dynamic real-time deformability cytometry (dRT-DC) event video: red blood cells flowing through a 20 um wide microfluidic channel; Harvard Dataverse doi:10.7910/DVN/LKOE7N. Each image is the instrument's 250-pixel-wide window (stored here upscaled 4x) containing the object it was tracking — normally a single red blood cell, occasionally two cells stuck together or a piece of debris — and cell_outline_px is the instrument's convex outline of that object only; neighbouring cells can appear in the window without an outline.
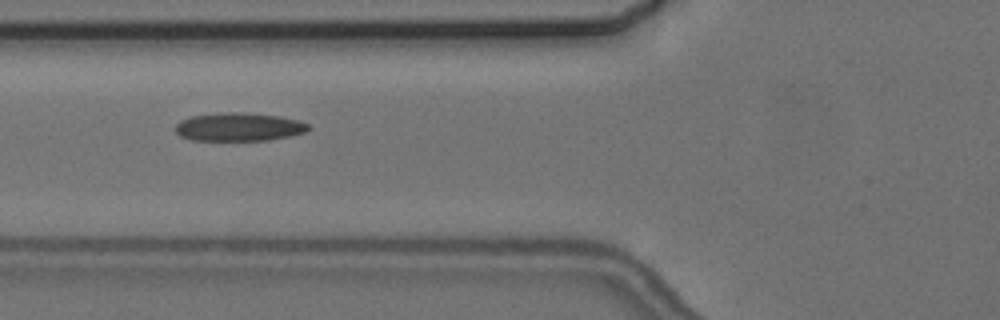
{"species": "common noctule bat (a hibernating species)", "species_latin": "Nyctalus noctula", "temperature_condition": "cold", "stored_images_in_passage": 10, "camera_frame_rate_fps": 3000, "um_per_image_px": 0.085, "animal": {"sex": "female", "body_mass_g": 24.6, "forearm_length_mm": 56.2}, "frame": {"image": 1, "passage_image": 5, "time_ms": 6.0, "image_size_px": [1000, 320], "cell_outline_px": [[312, 128], [304, 132], [292, 136], [268, 140], [192, 140], [180, 136], [176, 132], [176, 124], [180, 120], [192, 116], [216, 112], [240, 112], [280, 116], [300, 120], [308, 124]], "centroid_in_image_um": [20.32, 10.78], "position_along_channel_um": 105.5, "area_um2": 22.14}}
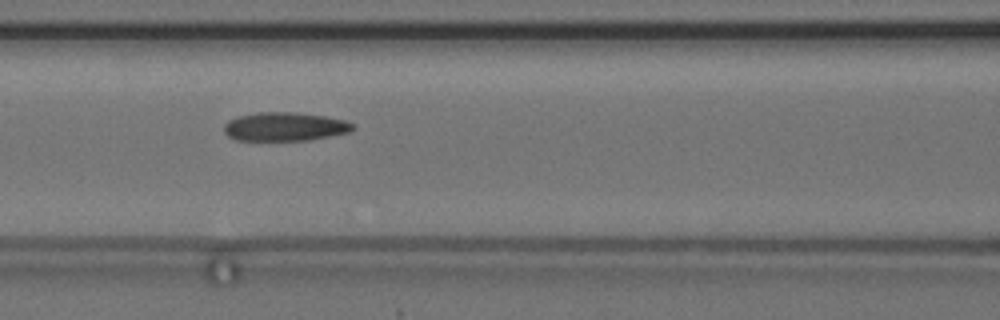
{"frame": {"image": 2, "passage_image": 6, "time_ms": 7.0, "image_size_px": [1000, 320], "cell_outline_px": [[356, 128], [348, 132], [308, 140], [236, 140], [228, 136], [224, 132], [224, 124], [228, 120], [240, 116], [260, 112], [296, 112], [324, 116], [344, 120], [356, 124]], "centroid_in_image_um": [24.21, 10.76], "position_along_channel_um": 142.4, "area_um2": 21.44}}